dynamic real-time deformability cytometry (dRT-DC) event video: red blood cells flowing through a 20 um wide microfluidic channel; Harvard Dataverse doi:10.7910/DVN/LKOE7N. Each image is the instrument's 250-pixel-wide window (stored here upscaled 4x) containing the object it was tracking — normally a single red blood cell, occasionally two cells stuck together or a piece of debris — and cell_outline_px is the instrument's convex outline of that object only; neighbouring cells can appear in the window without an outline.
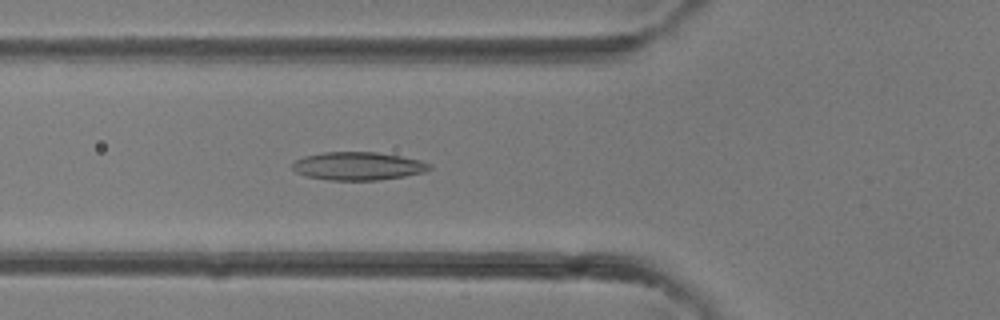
{"species": "common noctule bat (a hibernating species)", "species_latin": "Nyctalus noctula", "temperature_condition": "room temperature", "stored_images_in_passage": 38, "camera_frame_rate_fps": 3000, "um_per_image_px": 0.085, "animal": {"sex": "female"}, "frame": {"image": 1, "passage_image": 13, "time_ms": 4.0, "image_size_px": [1000, 320], "cell_outline_px": [[432, 168], [424, 172], [404, 176], [376, 180], [328, 180], [308, 176], [296, 172], [292, 168], [292, 164], [296, 160], [304, 156], [324, 152], [376, 152], [400, 156], [420, 160], [432, 164]], "centroid_in_image_um": [30.45, 14.11], "position_along_channel_um": 95.4, "area_um2": 22.37}}
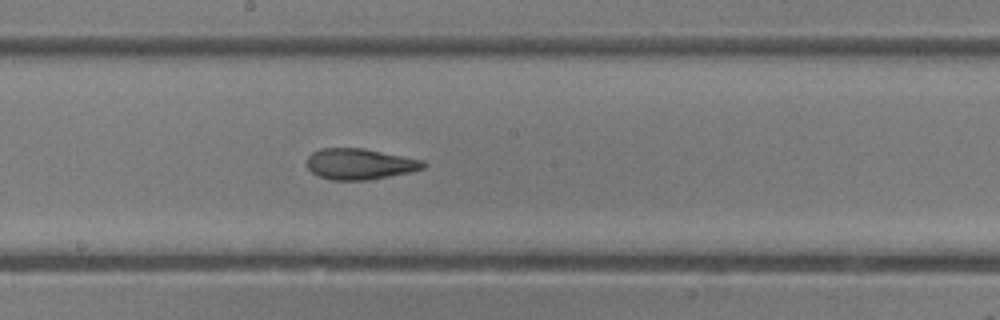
{"frame": {"image": 2, "passage_image": 20, "time_ms": 6.333, "image_size_px": [1000, 320], "cell_outline_px": [[428, 164], [424, 168], [412, 172], [368, 180], [332, 180], [320, 176], [312, 172], [308, 168], [308, 156], [312, 152], [320, 148], [364, 148], [424, 160]], "centroid_in_image_um": [30.62, 13.93], "position_along_channel_um": 217.6, "area_um2": 21.1}}
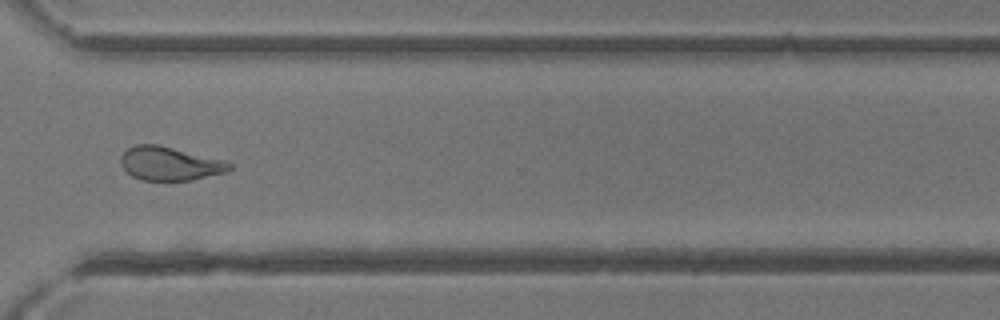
{"frame": {"image": 3, "passage_image": 28, "time_ms": 9.0, "image_size_px": [1000, 320], "cell_outline_px": [[232, 168], [224, 172], [192, 180], [144, 180], [132, 176], [120, 164], [120, 156], [128, 148], [136, 144], [156, 144], [228, 160], [232, 164]], "centroid_in_image_um": [14.45, 13.89], "position_along_channel_um": 356.2, "area_um2": 21.33}}